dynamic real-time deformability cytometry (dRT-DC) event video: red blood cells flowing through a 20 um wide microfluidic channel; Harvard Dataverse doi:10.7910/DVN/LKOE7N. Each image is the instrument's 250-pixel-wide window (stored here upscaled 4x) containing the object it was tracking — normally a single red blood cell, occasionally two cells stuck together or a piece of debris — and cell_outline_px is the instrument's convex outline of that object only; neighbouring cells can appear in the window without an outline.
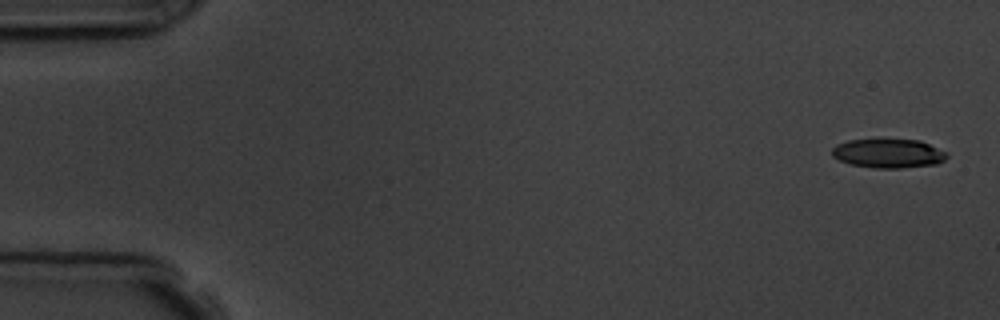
{"species": "common noctule bat (a hibernating species)", "species_latin": "Nyctalus noctula", "temperature_condition": "room temperature", "stored_images_in_passage": 11, "camera_frame_rate_fps": 3000, "um_per_image_px": 0.085, "animal": {"sex": "male", "body_mass_g": 19.5, "forearm_length_mm": 54.6}, "frame": {"image": 1, "passage_image": 1, "time_ms": 0.0, "image_size_px": [1000, 320], "cell_outline_px": [[948, 156], [944, 160], [936, 164], [900, 168], [876, 168], [852, 164], [840, 160], [832, 156], [832, 148], [836, 144], [848, 140], [876, 136], [920, 140], [948, 152]], "centroid_in_image_um": [75.5, 12.97], "position_along_channel_um": 9.5, "area_um2": 20.35}}
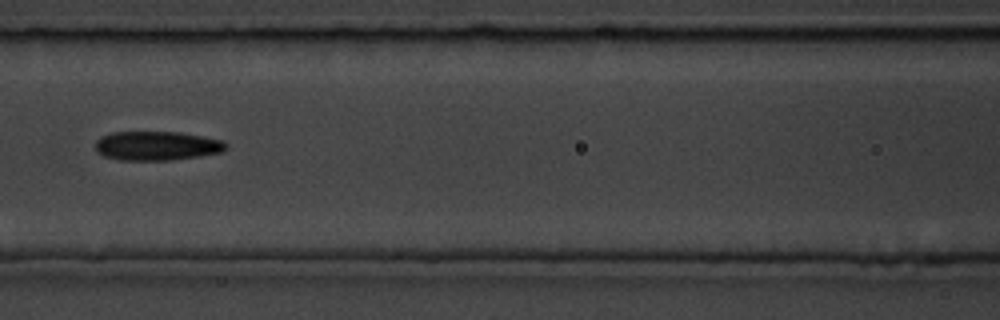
{"frame": {"image": 2, "passage_image": 7, "time_ms": 7.667, "image_size_px": [1000, 320], "cell_outline_px": [[228, 148], [220, 152], [200, 156], [172, 160], [120, 160], [104, 156], [96, 148], [96, 140], [100, 136], [112, 132], [180, 132], [224, 140], [228, 144]], "centroid_in_image_um": [13.36, 12.39], "position_along_channel_um": 153.2, "area_um2": 22.25}}
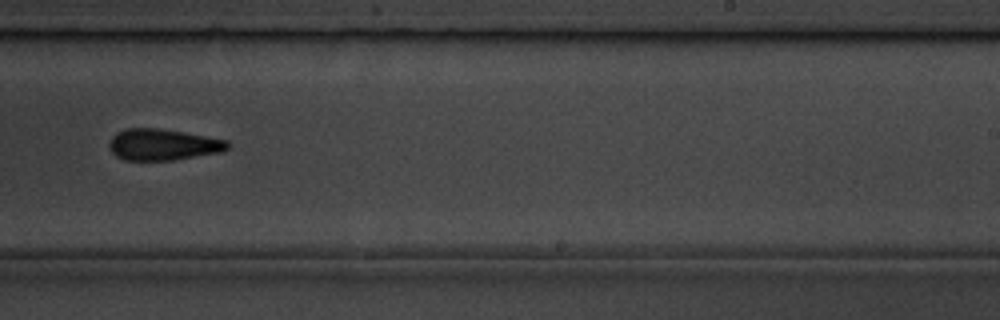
{"frame": {"image": 3, "passage_image": 10, "time_ms": 11.0, "image_size_px": [1000, 320], "cell_outline_px": [[232, 144], [224, 152], [172, 160], [124, 160], [116, 156], [112, 152], [108, 144], [112, 136], [116, 132], [124, 128], [156, 128], [184, 132], [228, 140]], "centroid_in_image_um": [13.87, 12.29], "position_along_channel_um": 275.1, "area_um2": 21.85}}